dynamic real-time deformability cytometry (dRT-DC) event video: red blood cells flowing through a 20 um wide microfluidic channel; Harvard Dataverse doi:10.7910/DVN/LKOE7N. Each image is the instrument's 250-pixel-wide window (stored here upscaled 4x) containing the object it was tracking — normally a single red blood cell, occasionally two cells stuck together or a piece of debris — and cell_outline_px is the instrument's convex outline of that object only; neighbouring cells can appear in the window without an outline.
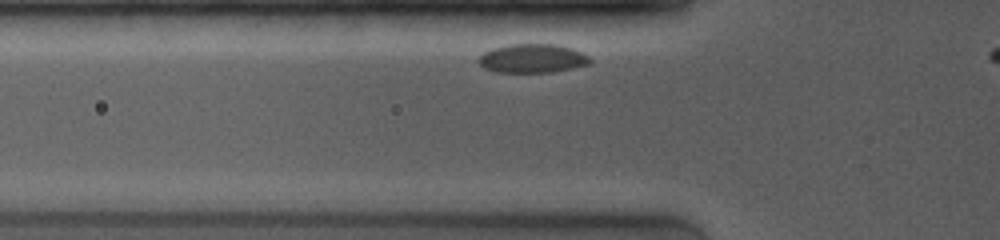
{"species": "common noctule bat (a hibernating species)", "species_latin": "Nyctalus noctula", "temperature_condition": "room temperature", "stored_images_in_passage": 7, "camera_frame_rate_fps": 4000, "um_per_image_px": 0.085, "animal": {"sex": "female", "body_mass_g": 19.0, "forearm_length_mm": 53.3}, "frame": {"image": 1, "passage_image": 4, "time_ms": 0.75, "image_size_px": [1000, 240], "cell_outline_px": [[592, 60], [588, 64], [572, 68], [552, 72], [496, 72], [484, 68], [476, 60], [484, 52], [492, 48], [508, 44], [556, 44], [572, 48], [588, 56]], "centroid_in_image_um": [45.23, 4.96], "position_along_channel_um": 80.6, "area_um2": 18.73}}